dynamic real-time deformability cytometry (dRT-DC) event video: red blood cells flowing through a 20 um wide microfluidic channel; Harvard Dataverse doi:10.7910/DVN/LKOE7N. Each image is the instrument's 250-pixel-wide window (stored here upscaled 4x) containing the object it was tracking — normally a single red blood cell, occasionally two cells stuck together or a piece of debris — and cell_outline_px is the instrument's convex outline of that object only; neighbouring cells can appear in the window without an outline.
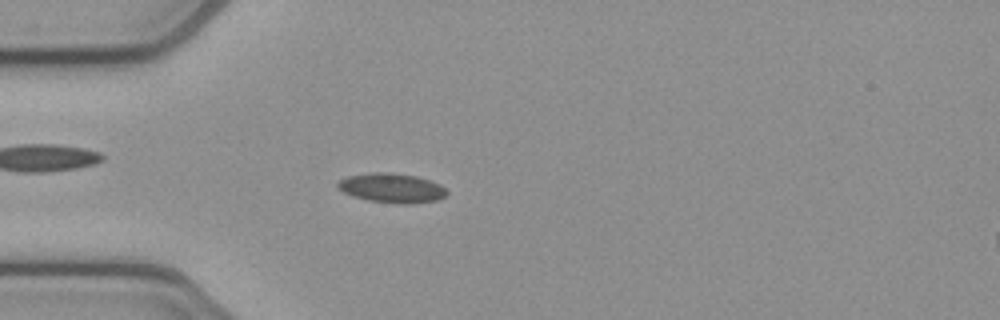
{"species": "common noctule bat (a hibernating species)", "species_latin": "Nyctalus noctula", "temperature_condition": "cold", "stored_images_in_passage": 52, "camera_frame_rate_fps": 3000, "um_per_image_px": 0.085, "animal": {"sex": "female", "body_mass_g": 21.9}, "frame": {"image": 1, "passage_image": 14, "time_ms": 4.333, "image_size_px": [1000, 320], "cell_outline_px": [[448, 192], [444, 196], [436, 200], [408, 204], [368, 200], [352, 196], [336, 188], [336, 184], [340, 180], [348, 176], [372, 172], [388, 172], [416, 176], [440, 184]], "centroid_in_image_um": [33.27, 15.97], "position_along_channel_um": 51.7, "area_um2": 18.5}}
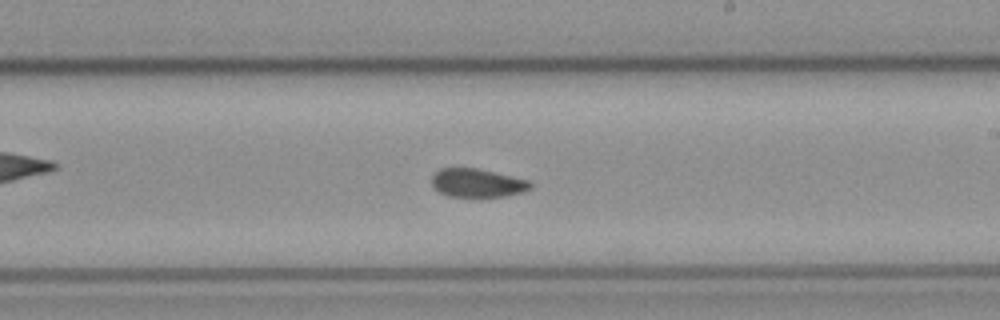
{"frame": {"image": 2, "passage_image": 30, "time_ms": 9.667, "image_size_px": [1000, 320], "cell_outline_px": [[532, 188], [520, 192], [504, 196], [448, 196], [432, 188], [432, 176], [440, 168], [476, 168], [528, 180], [532, 184]], "centroid_in_image_um": [40.53, 15.54], "position_along_channel_um": 248.5, "area_um2": 16.13}}
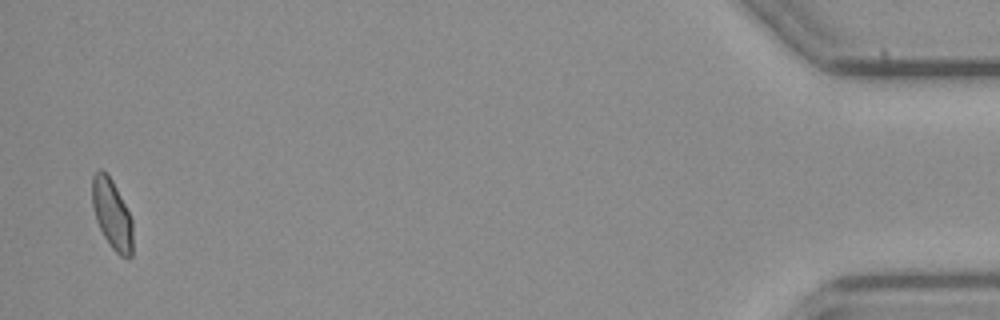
{"frame": {"image": 3, "passage_image": 51, "time_ms": 16.667, "image_size_px": [1000, 320], "cell_outline_px": [[132, 256], [128, 260], [120, 256], [112, 248], [104, 236], [96, 220], [92, 204], [92, 176], [100, 168], [112, 180], [132, 220]], "centroid_in_image_um": [9.51, 18.25], "position_along_channel_um": 425.7, "area_um2": 16.3}, "authors_computed_cell_mechanics": {"area_um2": 17.2822, "velocity_mm_per_s": 3.8507, "shape_relaxation_time_tau1_ms": null, "shape_relaxation_time_tau2_ms": 2.7351, "deformation_change_tau1": null, "deformation_change_tau2": 0.0615}}